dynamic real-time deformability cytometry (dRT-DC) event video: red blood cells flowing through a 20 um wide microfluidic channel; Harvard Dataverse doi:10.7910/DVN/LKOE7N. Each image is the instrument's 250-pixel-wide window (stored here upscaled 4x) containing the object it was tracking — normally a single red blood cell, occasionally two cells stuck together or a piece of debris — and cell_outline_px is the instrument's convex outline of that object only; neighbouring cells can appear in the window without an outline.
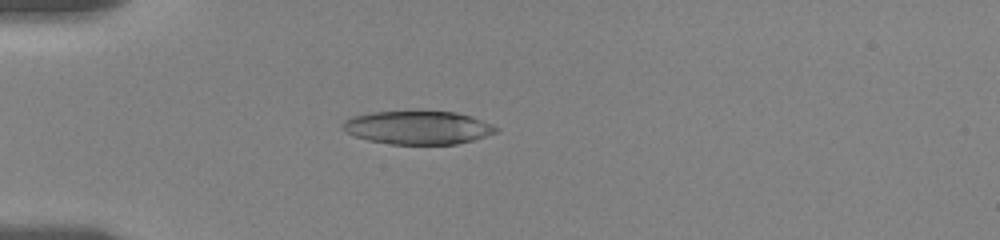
{"species": "human", "species_latin": "Homo sapiens", "temperature_condition": "room temperature", "stored_images_in_passage": 8, "camera_frame_rate_fps": 3000, "um_per_image_px": 0.085, "donor": {"sex": "female"}, "frame": {"image": 1, "passage_image": 3, "time_ms": 2.0, "image_size_px": [1000, 240], "cell_outline_px": [[500, 128], [496, 132], [472, 140], [456, 144], [392, 144], [368, 140], [356, 136], [348, 132], [344, 128], [344, 120], [352, 116], [372, 112], [456, 112], [472, 116], [492, 124]], "centroid_in_image_um": [35.56, 10.84], "position_along_channel_um": 49.4, "area_um2": 29.36}}
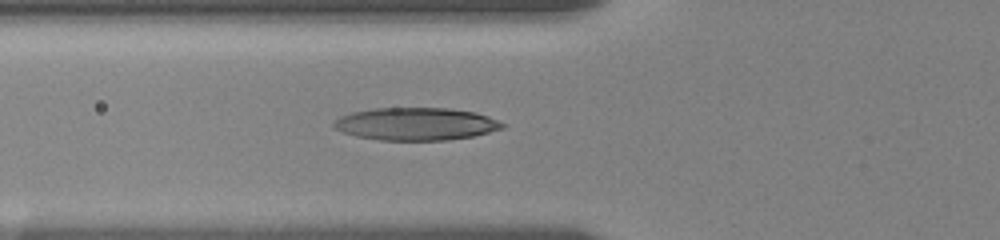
{"frame": {"image": 2, "passage_image": 5, "time_ms": 3.667, "image_size_px": [1000, 240], "cell_outline_px": [[504, 128], [472, 136], [448, 140], [380, 140], [356, 136], [344, 132], [336, 128], [332, 124], [340, 116], [352, 112], [376, 108], [448, 108], [476, 112], [488, 116], [504, 124]], "centroid_in_image_um": [35.36, 10.53], "position_along_channel_um": 90.4, "area_um2": 31.85}}
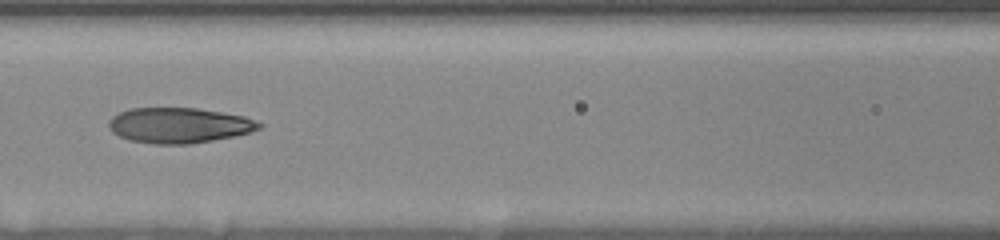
{"frame": {"image": 3, "passage_image": 7, "time_ms": 5.333, "image_size_px": [1000, 240], "cell_outline_px": [[264, 124], [260, 128], [248, 132], [232, 136], [212, 140], [188, 144], [156, 144], [128, 140], [112, 132], [108, 124], [108, 120], [112, 116], [120, 112], [132, 108], [196, 108], [244, 116], [256, 120]], "centroid_in_image_um": [15.19, 10.65], "position_along_channel_um": 151.4, "area_um2": 30.81}}